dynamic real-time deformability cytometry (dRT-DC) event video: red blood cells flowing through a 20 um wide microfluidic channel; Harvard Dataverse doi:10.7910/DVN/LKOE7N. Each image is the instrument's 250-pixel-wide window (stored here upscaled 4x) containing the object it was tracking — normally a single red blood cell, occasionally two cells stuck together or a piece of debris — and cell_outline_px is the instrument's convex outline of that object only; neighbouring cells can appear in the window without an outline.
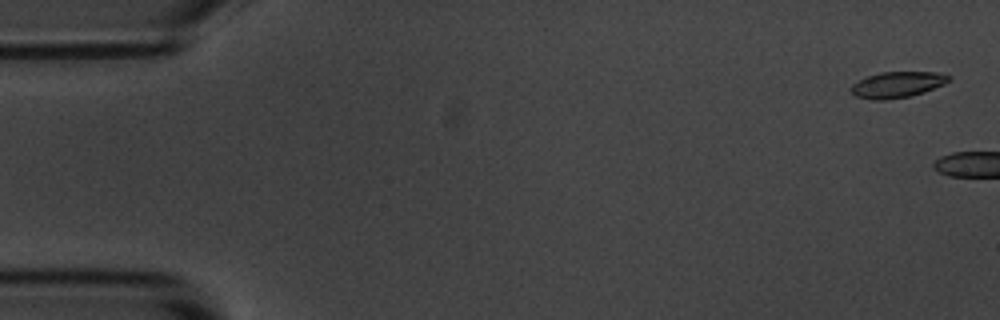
{"species": "common noctule bat (a hibernating species)", "species_latin": "Nyctalus noctula", "temperature_condition": "room temperature", "stored_images_in_passage": 2, "camera_frame_rate_fps": 3000, "um_per_image_px": 0.085, "animal": {"sex": "male", "body_mass_g": 20.1, "forearm_length_mm": 53.5}, "frame": {"image": 1, "passage_image": 1, "time_ms": 0.0, "image_size_px": [1000, 320], "cell_outline_px": [[948, 80], [944, 84], [924, 92], [912, 96], [884, 100], [872, 100], [856, 96], [852, 92], [852, 84], [868, 76], [880, 72], [936, 72], [948, 76]], "centroid_in_image_um": [76.25, 7.2], "position_along_channel_um": 8.8, "area_um2": 14.57}}